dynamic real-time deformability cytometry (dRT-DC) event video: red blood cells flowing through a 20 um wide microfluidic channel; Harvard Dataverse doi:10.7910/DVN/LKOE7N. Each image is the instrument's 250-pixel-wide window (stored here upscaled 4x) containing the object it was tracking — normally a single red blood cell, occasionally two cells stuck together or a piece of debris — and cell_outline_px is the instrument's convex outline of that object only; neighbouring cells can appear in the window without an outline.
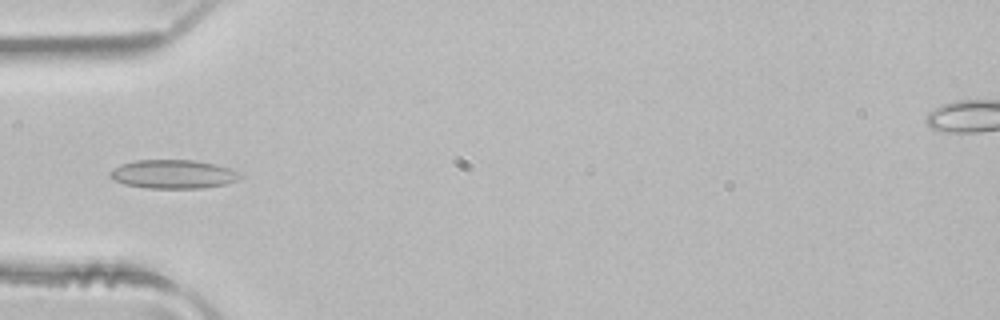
{"species": "common noctule bat (a hibernating species)", "species_latin": "Nyctalus noctula", "temperature_condition": "room temperature", "stored_images_in_passage": 3, "camera_frame_rate_fps": 3000, "um_per_image_px": 0.085, "animal": {"sex": "male", "body_mass_g": 21.5, "forearm_length_mm": 52.0}, "frame": {"image": 1, "passage_image": 3, "time_ms": 0.667, "image_size_px": [1000, 320], "cell_outline_px": [[244, 176], [240, 180], [224, 184], [204, 188], [148, 188], [124, 184], [112, 180], [108, 176], [108, 172], [112, 168], [120, 164], [136, 160], [192, 160], [216, 164], [228, 168]], "centroid_in_image_um": [14.67, 14.8], "position_along_channel_um": 70.3, "area_um2": 21.96}}